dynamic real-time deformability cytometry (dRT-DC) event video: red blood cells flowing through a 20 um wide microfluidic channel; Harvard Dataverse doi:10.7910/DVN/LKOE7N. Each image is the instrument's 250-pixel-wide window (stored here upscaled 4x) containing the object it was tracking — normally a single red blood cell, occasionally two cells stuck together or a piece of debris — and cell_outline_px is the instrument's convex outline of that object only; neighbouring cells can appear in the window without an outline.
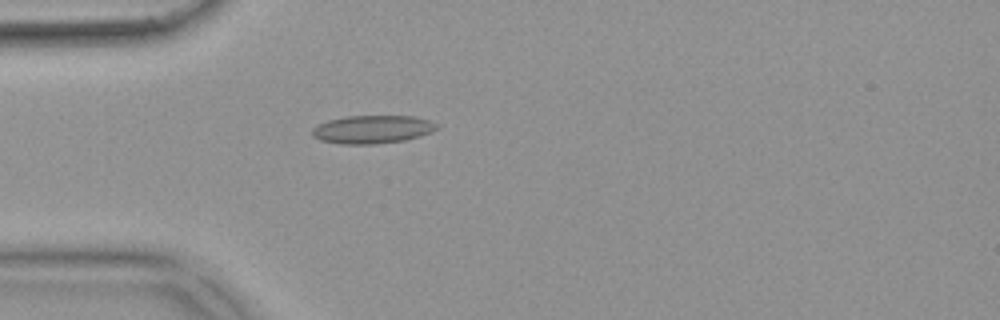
{"species": "common noctule bat (a hibernating species)", "species_latin": "Nyctalus noctula", "temperature_condition": "warm", "stored_images_in_passage": 48, "camera_frame_rate_fps": 3000, "um_per_image_px": 0.085, "animal": {"sex": "female", "body_mass_g": 18.4}, "frame": {"image": 1, "passage_image": 11, "time_ms": 3.333, "image_size_px": [1000, 320], "cell_outline_px": [[440, 128], [432, 132], [420, 136], [404, 140], [376, 144], [340, 144], [320, 140], [312, 136], [312, 128], [316, 124], [328, 120], [348, 116], [412, 116], [428, 120], [440, 124]], "centroid_in_image_um": [31.66, 11.0], "position_along_channel_um": 53.3, "area_um2": 20.63}}
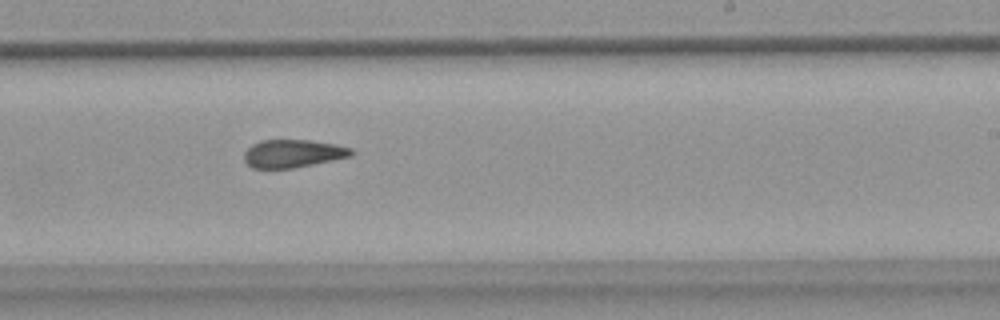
{"frame": {"image": 2, "passage_image": 28, "time_ms": 9.0, "image_size_px": [1000, 320], "cell_outline_px": [[356, 152], [352, 156], [292, 168], [252, 168], [244, 160], [244, 152], [252, 144], [260, 140], [312, 140], [336, 144], [352, 148]], "centroid_in_image_um": [24.92, 13.04], "position_along_channel_um": 264.1, "area_um2": 17.51}}
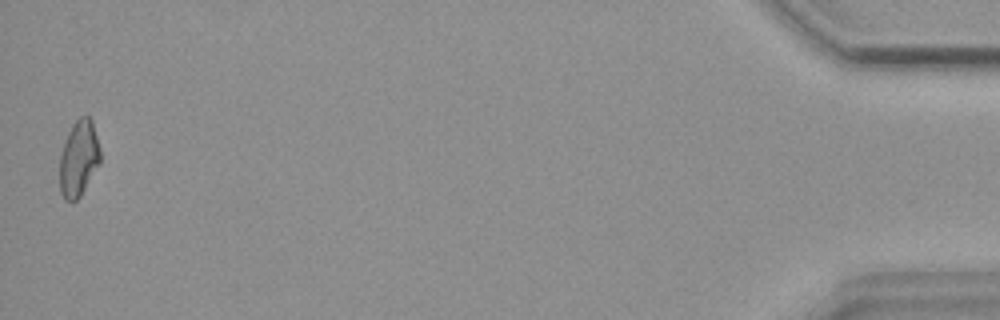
{"frame": {"image": 3, "passage_image": 48, "time_ms": 15.667, "image_size_px": [1000, 320], "cell_outline_px": [[100, 164], [80, 196], [76, 200], [64, 200], [60, 192], [60, 156], [64, 140], [72, 124], [80, 116], [88, 116], [92, 120], [100, 148]], "centroid_in_image_um": [6.69, 13.45], "position_along_channel_um": 428.5, "area_um2": 18.03}, "authors_computed_cell_mechanics": {"area_um2": 18.496, "velocity_mm_per_s": 3.8587, "shape_relaxation_time_tau1_ms": null, "shape_relaxation_time_tau2_ms": 2.5755, "deformation_change_tau1": null, "deformation_change_tau2": 0.0958}}